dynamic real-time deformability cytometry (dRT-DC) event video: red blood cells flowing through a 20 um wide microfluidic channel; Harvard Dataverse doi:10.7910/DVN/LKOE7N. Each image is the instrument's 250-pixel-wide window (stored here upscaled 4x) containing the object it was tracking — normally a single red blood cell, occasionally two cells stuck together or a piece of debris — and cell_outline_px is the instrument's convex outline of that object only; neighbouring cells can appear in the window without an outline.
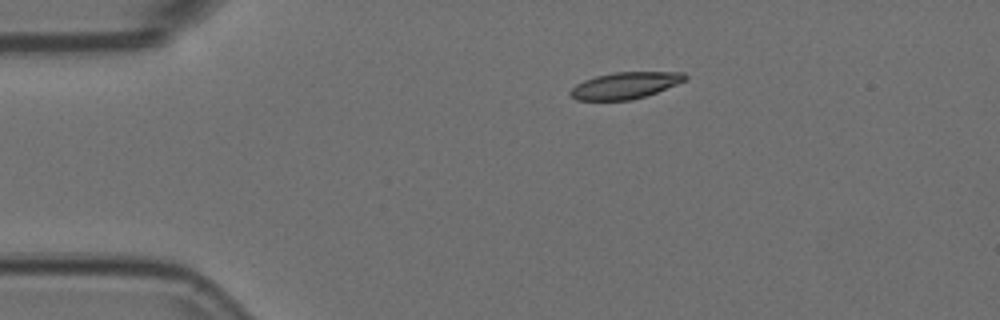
{"species": "Egyptian fruit bat (a non-hibernating species)", "species_latin": "Rousettus aegyptiacus", "temperature_condition": "room temperature", "stored_images_in_passage": 45, "camera_frame_rate_fps": 3000, "um_per_image_px": 0.085, "animal": {"sex": "female"}, "frame": {"image": 1, "passage_image": 1, "time_ms": 0.0, "image_size_px": [1000, 320], "cell_outline_px": [[688, 76], [684, 80], [676, 84], [656, 92], [632, 100], [576, 100], [568, 92], [576, 84], [584, 80], [596, 76], [616, 72], [684, 72]], "centroid_in_image_um": [53.11, 7.26], "position_along_channel_um": 31.9, "area_um2": 17.57}}
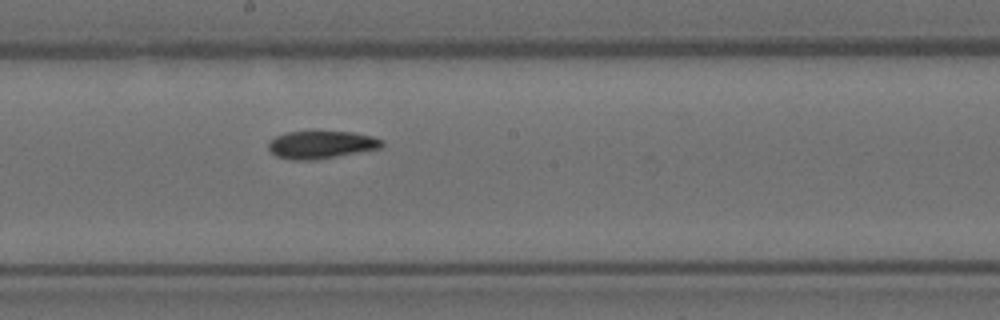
{"frame": {"image": 2, "passage_image": 20, "time_ms": 6.333, "image_size_px": [1000, 320], "cell_outline_px": [[384, 144], [380, 148], [336, 156], [312, 160], [292, 160], [276, 156], [268, 148], [268, 144], [276, 136], [288, 132], [352, 132], [372, 136], [384, 140]], "centroid_in_image_um": [27.31, 12.3], "position_along_channel_um": 220.9, "area_um2": 18.03}}
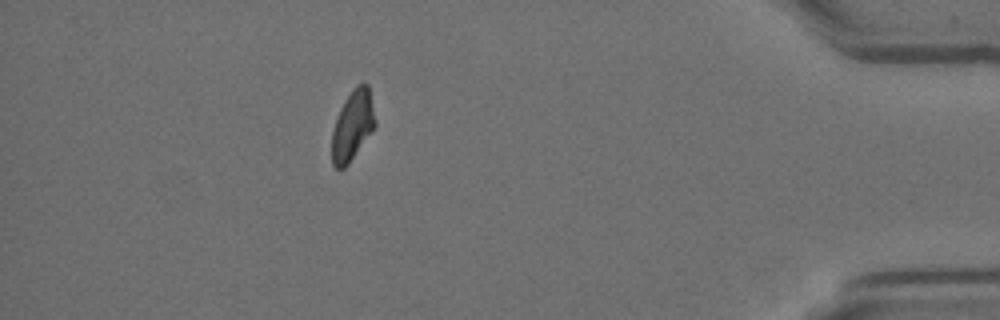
{"frame": {"image": 3, "passage_image": 39, "time_ms": 12.667, "image_size_px": [1000, 320], "cell_outline_px": [[376, 124], [348, 164], [344, 168], [336, 168], [332, 164], [332, 132], [340, 108], [344, 100], [352, 88], [356, 84], [368, 84], [376, 120]], "centroid_in_image_um": [29.96, 10.64], "position_along_channel_um": 405.2, "area_um2": 17.4}, "authors_computed_cell_mechanics": {"area_um2": 18.4382, "velocity_mm_per_s": 3.7039, "shape_relaxation_time_tau1_ms": 9.9789, "shape_relaxation_time_tau2_ms": 6.3702, "deformation_change_tau1": 0.2208, "deformation_change_tau2": 0.1204}}